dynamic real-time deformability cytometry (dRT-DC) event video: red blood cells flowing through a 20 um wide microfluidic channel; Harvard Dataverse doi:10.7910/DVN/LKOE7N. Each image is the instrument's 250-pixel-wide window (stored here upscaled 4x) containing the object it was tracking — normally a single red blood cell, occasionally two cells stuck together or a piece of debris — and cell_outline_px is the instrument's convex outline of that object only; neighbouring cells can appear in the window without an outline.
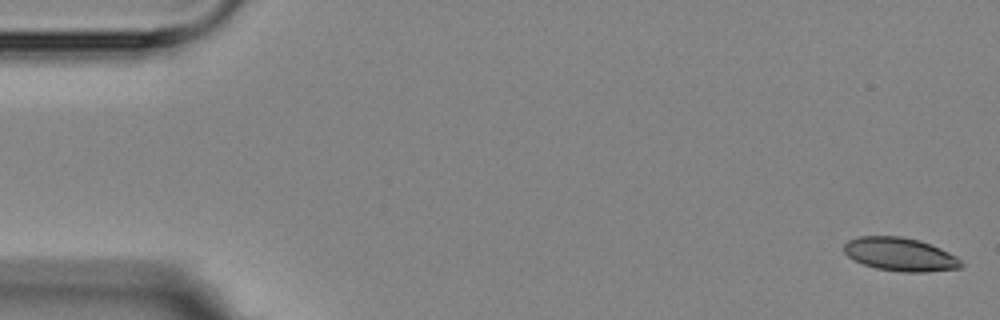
{"species": "Egyptian fruit bat (a non-hibernating species)", "species_latin": "Rousettus aegyptiacus", "temperature_condition": "room temperature", "stored_images_in_passage": 7, "camera_frame_rate_fps": 3000, "um_per_image_px": 0.085, "animal": {"sex": "female"}, "frame": {"image": 1, "passage_image": 1, "time_ms": 0.0, "image_size_px": [1000, 320], "cell_outline_px": [[964, 264], [960, 268], [924, 272], [900, 272], [876, 268], [864, 264], [848, 256], [844, 252], [844, 244], [848, 240], [860, 236], [900, 236], [920, 240], [940, 248], [956, 256]], "centroid_in_image_um": [76.52, 21.61], "position_along_channel_um": 8.5, "area_um2": 22.72}}
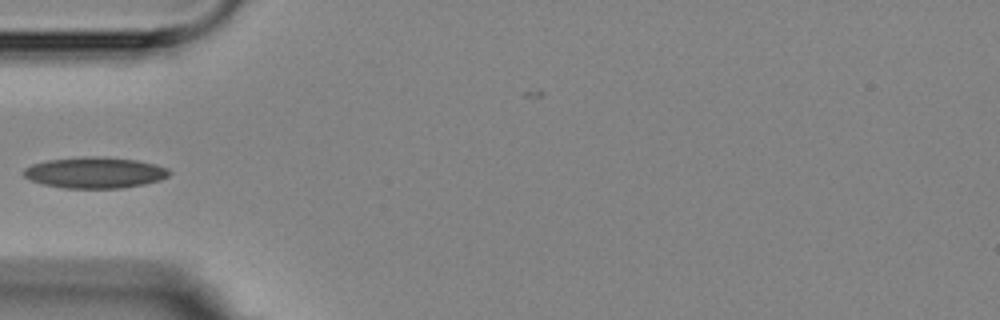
{"frame": {"image": 2, "passage_image": 6, "time_ms": 5.667, "image_size_px": [1000, 320], "cell_outline_px": [[172, 172], [168, 176], [160, 180], [144, 184], [124, 188], [64, 188], [44, 184], [32, 180], [24, 176], [24, 168], [32, 164], [48, 160], [84, 156], [96, 156], [136, 160], [156, 164], [168, 168]], "centroid_in_image_um": [8.1, 14.67], "position_along_channel_um": 76.9, "area_um2": 26.36}}
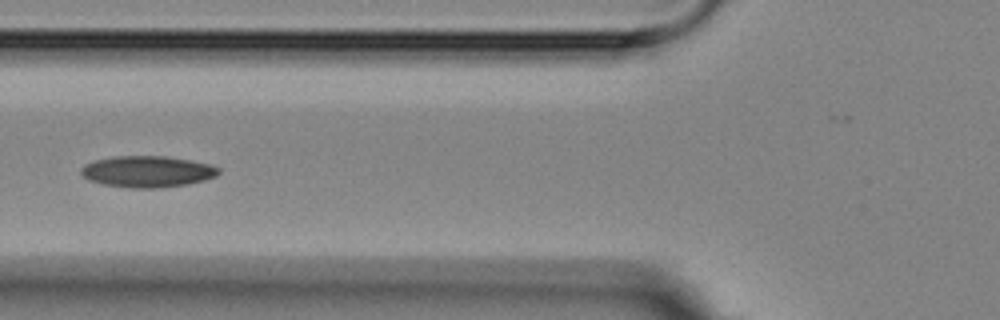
{"frame": {"image": 3, "passage_image": 7, "time_ms": 6.667, "image_size_px": [1000, 320], "cell_outline_px": [[220, 172], [216, 176], [204, 180], [188, 184], [164, 188], [132, 188], [104, 184], [88, 180], [80, 172], [80, 168], [84, 164], [92, 160], [112, 156], [164, 156], [212, 164], [220, 168]], "centroid_in_image_um": [12.52, 14.58], "position_along_channel_um": 113.3, "area_um2": 25.37}}